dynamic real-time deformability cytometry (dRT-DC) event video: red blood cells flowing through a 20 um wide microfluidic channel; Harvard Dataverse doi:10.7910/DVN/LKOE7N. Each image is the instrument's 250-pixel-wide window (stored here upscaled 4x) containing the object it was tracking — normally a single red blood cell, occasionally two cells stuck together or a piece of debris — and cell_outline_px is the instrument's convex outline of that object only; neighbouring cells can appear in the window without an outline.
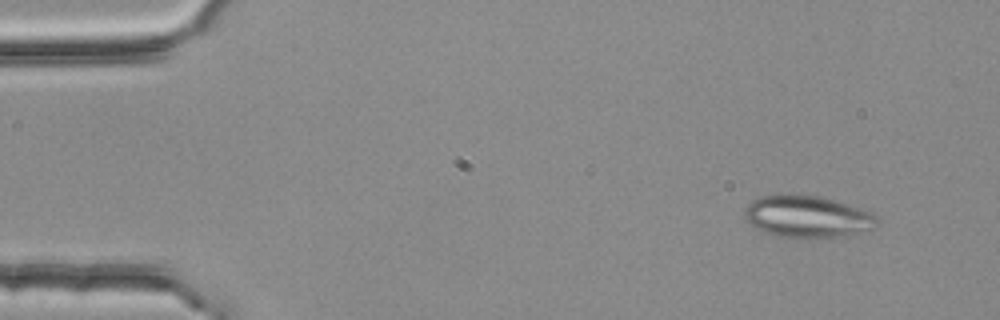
{"species": "common noctule bat (a hibernating species)", "species_latin": "Nyctalus noctula", "temperature_condition": "room temperature", "stored_images_in_passage": 3, "camera_frame_rate_fps": 3000, "um_per_image_px": 0.085, "animal": {"sex": "female", "body_mass_g": 25.1}, "frame": {"image": 1, "passage_image": 1, "time_ms": 0.0, "image_size_px": [1000, 320], "cell_outline_px": [[876, 228], [836, 236], [808, 240], [776, 236], [764, 232], [748, 224], [744, 216], [744, 208], [752, 200], [760, 196], [788, 192], [820, 196], [868, 212], [876, 216]], "centroid_in_image_um": [68.49, 18.41], "position_along_channel_um": 16.5, "area_um2": 32.77}}